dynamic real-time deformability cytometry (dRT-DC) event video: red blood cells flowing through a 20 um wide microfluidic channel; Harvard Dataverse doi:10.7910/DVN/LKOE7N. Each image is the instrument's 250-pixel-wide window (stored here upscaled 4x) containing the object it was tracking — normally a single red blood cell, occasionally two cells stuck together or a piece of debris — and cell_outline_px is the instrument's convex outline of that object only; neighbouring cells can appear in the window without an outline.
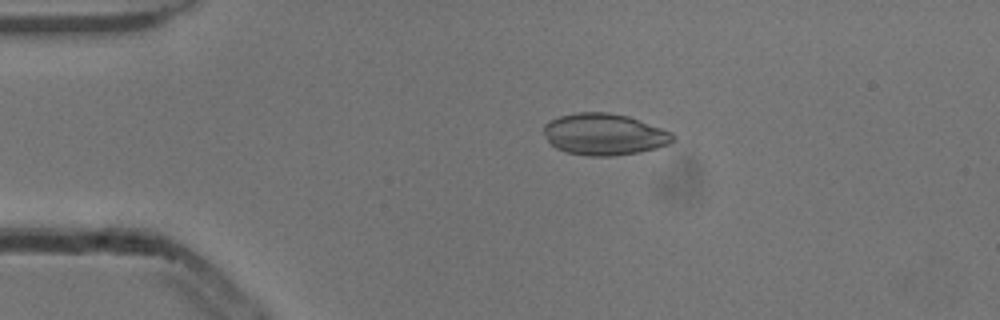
{"species": "common noctule bat (a hibernating species)", "species_latin": "Nyctalus noctula", "temperature_condition": "cold", "stored_images_in_passage": 14, "camera_frame_rate_fps": 3000, "um_per_image_px": 0.085, "animal": {"sex": "male", "body_mass_g": 13.3}, "frame": {"image": 1, "passage_image": 1, "time_ms": 0.0, "image_size_px": [1000, 320], "cell_outline_px": [[676, 140], [668, 144], [656, 148], [640, 152], [612, 156], [588, 156], [564, 152], [556, 148], [548, 140], [544, 132], [544, 124], [560, 116], [576, 112], [608, 112], [628, 116], [672, 132], [676, 136]], "centroid_in_image_um": [51.38, 11.42], "position_along_channel_um": 33.6, "area_um2": 31.33}}
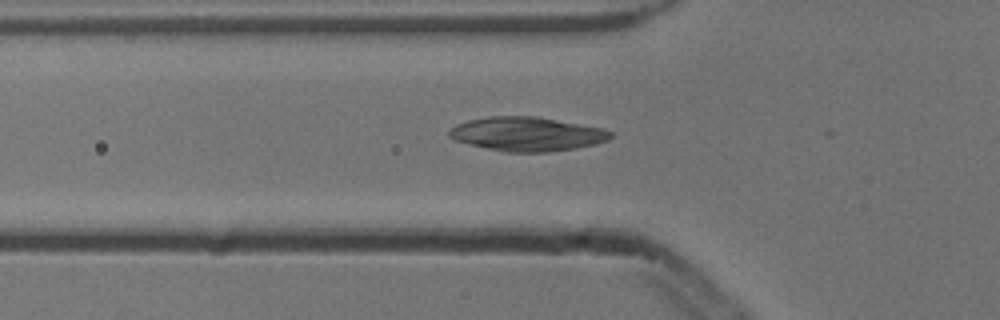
{"frame": {"image": 2, "passage_image": 8, "time_ms": 2.333, "image_size_px": [1000, 320], "cell_outline_px": [[612, 136], [608, 140], [596, 144], [576, 148], [548, 152], [504, 152], [456, 140], [448, 136], [448, 128], [456, 124], [468, 120], [488, 116], [536, 116], [604, 128], [612, 132]], "centroid_in_image_um": [44.8, 11.38], "position_along_channel_um": 81.0, "area_um2": 32.08}}
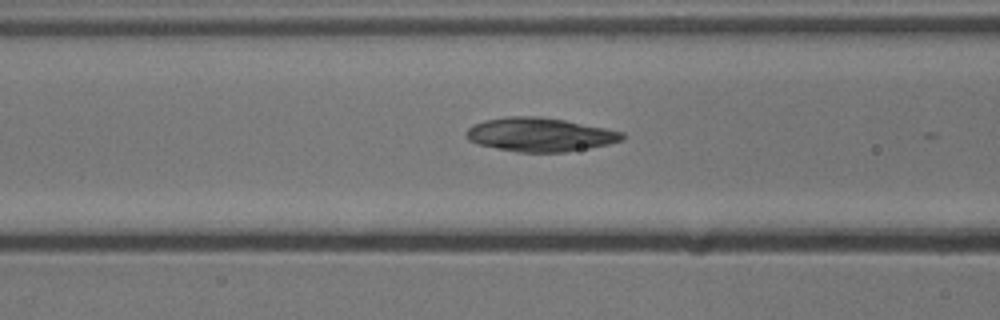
{"frame": {"image": 3, "passage_image": 11, "time_ms": 3.333, "image_size_px": [1000, 320], "cell_outline_px": [[624, 140], [608, 144], [588, 148], [564, 152], [516, 152], [496, 148], [480, 144], [468, 140], [468, 128], [484, 120], [504, 116], [540, 116], [564, 120], [624, 132]], "centroid_in_image_um": [45.91, 11.44], "position_along_channel_um": 120.7, "area_um2": 30.46}}